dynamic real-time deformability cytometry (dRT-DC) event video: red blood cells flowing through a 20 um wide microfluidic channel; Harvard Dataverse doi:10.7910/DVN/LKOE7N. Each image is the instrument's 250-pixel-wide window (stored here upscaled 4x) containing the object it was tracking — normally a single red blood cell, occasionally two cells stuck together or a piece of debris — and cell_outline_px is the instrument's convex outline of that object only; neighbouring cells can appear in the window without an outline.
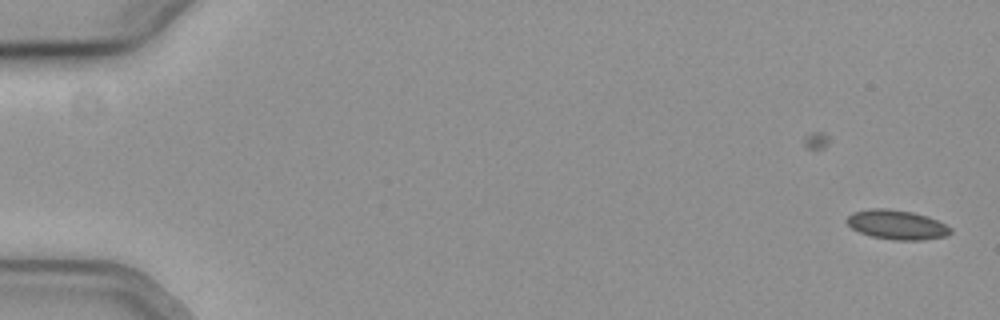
{"species": "common noctule bat (a hibernating species)", "species_latin": "Nyctalus noctula", "temperature_condition": "cold", "stored_images_in_passage": 55, "camera_frame_rate_fps": 3000, "um_per_image_px": 0.085, "animal": {"sex": "female", "body_mass_g": 19.3, "forearm_length_mm": 54.1}, "frame": {"image": 1, "passage_image": 1, "time_ms": 0.0, "image_size_px": [1000, 320], "cell_outline_px": [[952, 232], [944, 236], [920, 240], [896, 240], [872, 236], [860, 232], [852, 228], [848, 224], [848, 216], [852, 212], [872, 208], [888, 208], [912, 212], [928, 216], [952, 228]], "centroid_in_image_um": [76.23, 19.09], "position_along_channel_um": 8.8, "area_um2": 17.57}}
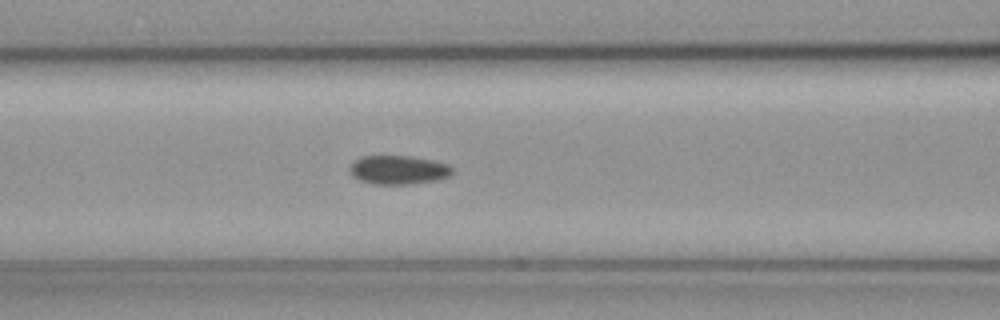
{"frame": {"image": 2, "passage_image": 24, "time_ms": 7.667, "image_size_px": [1000, 320], "cell_outline_px": [[456, 172], [452, 176], [436, 180], [408, 184], [372, 184], [360, 180], [352, 176], [348, 168], [360, 156], [412, 156], [432, 160], [448, 164]], "centroid_in_image_um": [33.89, 14.44], "position_along_channel_um": 132.7, "area_um2": 17.4}}
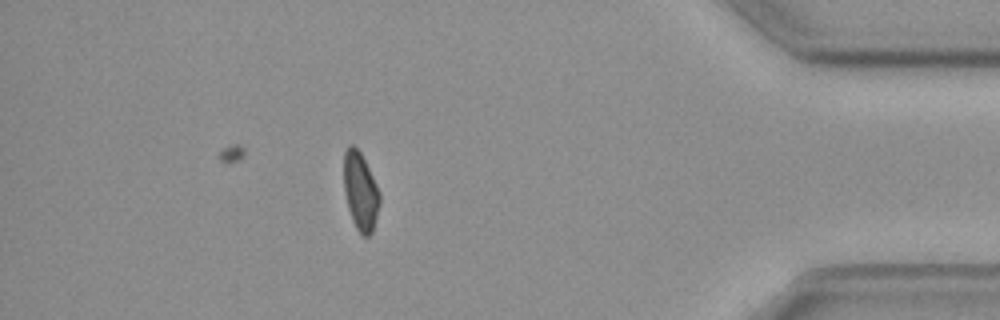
{"frame": {"image": 3, "passage_image": 49, "time_ms": 16.0, "image_size_px": [1000, 320], "cell_outline_px": [[380, 204], [372, 232], [368, 236], [364, 236], [356, 228], [352, 220], [348, 208], [344, 192], [344, 152], [352, 144], [360, 152], [380, 192]], "centroid_in_image_um": [30.64, 16.29], "position_along_channel_um": 404.6, "area_um2": 16.07}, "authors_computed_cell_mechanics": {"area_um2": 17.34, "velocity_mm_per_s": 3.7898, "shape_relaxation_time_tau1_ms": null, "shape_relaxation_time_tau2_ms": 7.5016, "deformation_change_tau1": null, "deformation_change_tau2": 0.14}}